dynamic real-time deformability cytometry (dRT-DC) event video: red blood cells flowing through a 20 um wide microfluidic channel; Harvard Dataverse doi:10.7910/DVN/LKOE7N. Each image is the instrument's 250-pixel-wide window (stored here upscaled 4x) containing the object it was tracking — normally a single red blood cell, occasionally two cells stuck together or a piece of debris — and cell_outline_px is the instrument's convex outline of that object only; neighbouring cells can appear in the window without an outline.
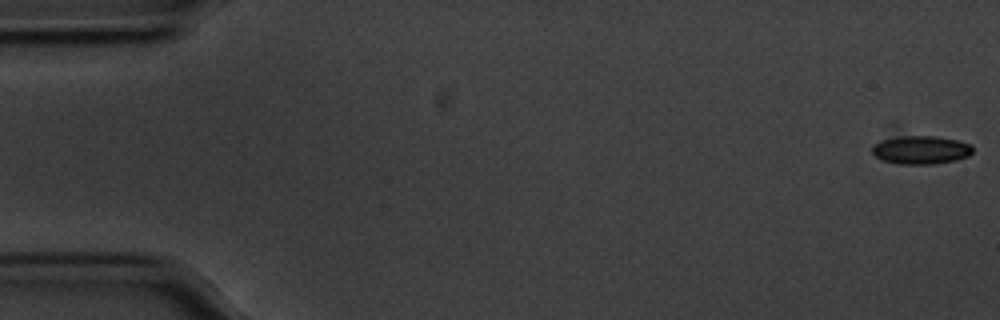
{"species": "common noctule bat (a hibernating species)", "species_latin": "Nyctalus noctula", "temperature_condition": "cold", "stored_images_in_passage": 17, "camera_frame_rate_fps": 3000, "um_per_image_px": 0.085, "animal": {"sex": "male", "body_mass_g": 20.1, "forearm_length_mm": 53.5}, "frame": {"image": 1, "passage_image": 1, "time_ms": 0.0, "image_size_px": [1000, 320], "cell_outline_px": [[972, 152], [968, 156], [956, 160], [932, 164], [900, 164], [884, 160], [876, 156], [872, 152], [872, 148], [892, 124], [972, 144]], "centroid_in_image_um": [78.07, 12.52], "position_along_channel_um": 6.9, "area_um2": 19.36}}
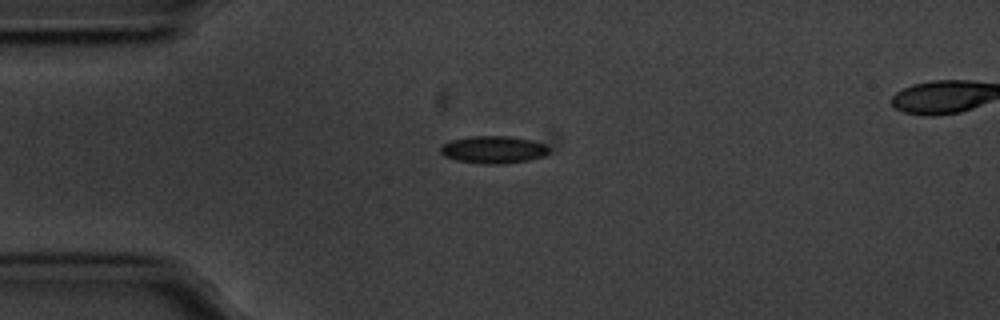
{"frame": {"image": 2, "passage_image": 14, "time_ms": 4.333, "image_size_px": [1000, 320], "cell_outline_px": [[560, 144], [552, 152], [544, 156], [528, 160], [500, 164], [480, 164], [456, 160], [444, 156], [440, 152], [440, 148], [444, 144], [452, 140], [468, 136], [552, 128], [560, 132]], "centroid_in_image_um": [42.75, 12.47], "position_along_channel_um": 42.3, "area_um2": 22.43}}